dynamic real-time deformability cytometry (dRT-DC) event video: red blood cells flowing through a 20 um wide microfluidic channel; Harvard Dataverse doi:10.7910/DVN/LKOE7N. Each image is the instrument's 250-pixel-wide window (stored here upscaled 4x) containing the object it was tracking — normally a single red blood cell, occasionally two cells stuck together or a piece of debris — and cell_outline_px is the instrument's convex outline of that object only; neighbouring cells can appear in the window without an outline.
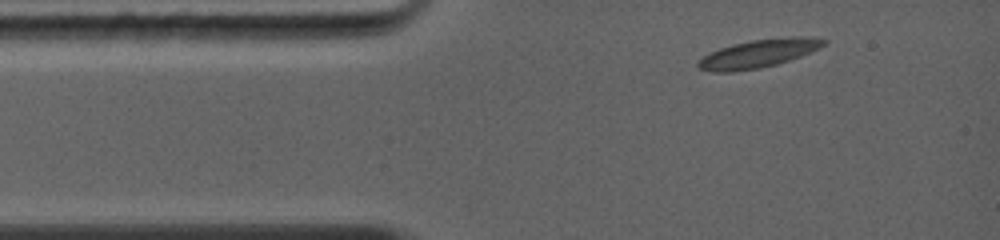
{"species": "common noctule bat (a hibernating species)", "species_latin": "Nyctalus noctula", "temperature_condition": "warm", "stored_images_in_passage": 2, "camera_frame_rate_fps": 5000, "um_per_image_px": 0.085, "animal": {"sex": "female", "body_mass_g": 19.0, "forearm_length_mm": 56.7}, "frame": {"image": 1, "passage_image": 1, "time_ms": 0.0, "image_size_px": [1000, 240], "cell_outline_px": [[828, 40], [824, 44], [812, 52], [776, 64], [760, 68], [732, 72], [712, 72], [700, 68], [696, 64], [704, 56], [720, 48], [732, 44], [752, 40], [796, 36], [812, 36]], "centroid_in_image_um": [64.5, 4.54], "position_along_channel_um": 20.5, "area_um2": 20.46}}